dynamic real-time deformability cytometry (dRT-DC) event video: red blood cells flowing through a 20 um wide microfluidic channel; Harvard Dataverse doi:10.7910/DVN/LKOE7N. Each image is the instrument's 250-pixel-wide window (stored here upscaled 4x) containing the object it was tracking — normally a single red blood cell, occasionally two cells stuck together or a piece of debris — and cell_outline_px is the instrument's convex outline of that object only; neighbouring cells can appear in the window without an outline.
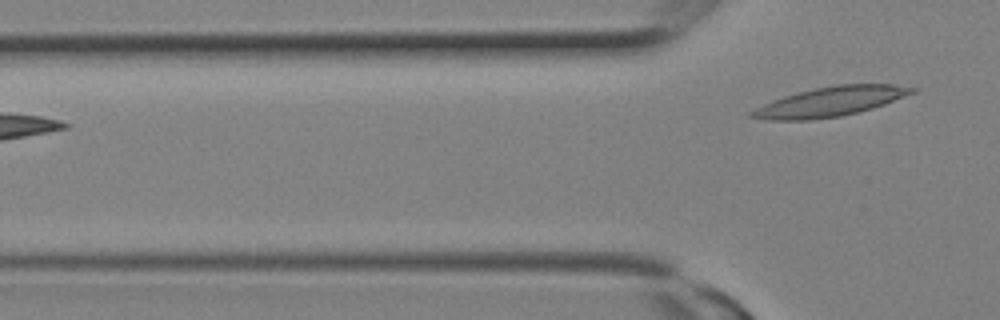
{"species": "Egyptian fruit bat (a non-hibernating species)", "species_latin": "Rousettus aegyptiacus", "temperature_condition": "room temperature", "stored_images_in_passage": 7, "segment_of_instrument_passage": [2, 2], "camera_frame_rate_fps": 3000, "um_per_image_px": 0.085, "animal": {"sex": "female"}, "frame": {"image": 1, "passage_image": 7, "time_ms": 2.0, "image_size_px": [1000, 320], "cell_outline_px": [[920, 88], [916, 92], [884, 104], [872, 108], [840, 116], [808, 120], [768, 120], [748, 116], [748, 112], [772, 100], [784, 96], [816, 88], [836, 84], [892, 84]], "centroid_in_image_um": [70.59, 8.63], "position_along_channel_um": 55.2, "area_um2": 27.4}}